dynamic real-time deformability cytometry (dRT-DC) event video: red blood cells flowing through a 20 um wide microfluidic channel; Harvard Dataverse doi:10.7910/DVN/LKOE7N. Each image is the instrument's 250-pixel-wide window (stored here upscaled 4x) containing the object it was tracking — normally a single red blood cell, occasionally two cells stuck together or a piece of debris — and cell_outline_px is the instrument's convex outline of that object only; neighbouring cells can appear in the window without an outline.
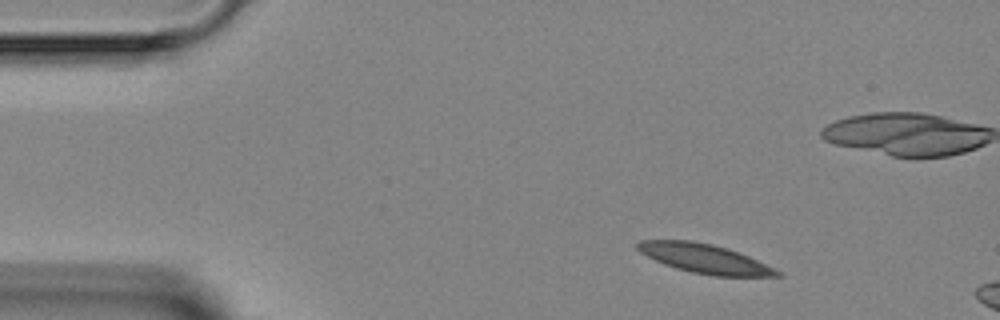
{"species": "Egyptian fruit bat (a non-hibernating species)", "species_latin": "Rousettus aegyptiacus", "temperature_condition": "room temperature", "stored_images_in_passage": 4, "camera_frame_rate_fps": 3000, "um_per_image_px": 0.085, "animal": {"sex": "female"}, "frame": {"image": 1, "passage_image": 2, "time_ms": 1.333, "image_size_px": [1000, 320], "cell_outline_px": [[784, 276], [712, 276], [692, 272], [676, 268], [664, 264], [640, 252], [636, 248], [636, 244], [640, 240], [692, 240], [712, 244], [728, 248], [748, 256], [780, 272]], "centroid_in_image_um": [59.86, 21.97], "position_along_channel_um": 25.1, "area_um2": 23.47}}